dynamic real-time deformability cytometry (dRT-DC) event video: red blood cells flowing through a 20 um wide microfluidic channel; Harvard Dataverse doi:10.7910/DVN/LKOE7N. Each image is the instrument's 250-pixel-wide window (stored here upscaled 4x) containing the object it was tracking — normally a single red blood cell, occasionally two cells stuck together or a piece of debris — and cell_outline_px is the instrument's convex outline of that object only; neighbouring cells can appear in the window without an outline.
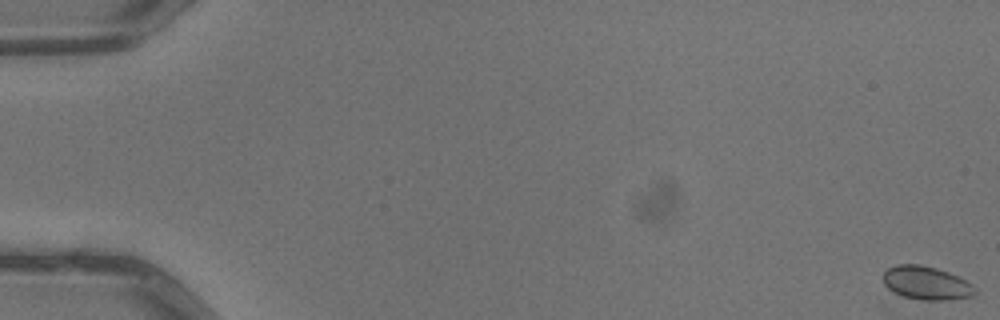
{"species": "common noctule bat (a hibernating species)", "species_latin": "Nyctalus noctula", "temperature_condition": "warm", "stored_images_in_passage": 6, "camera_frame_rate_fps": 3000, "um_per_image_px": 0.085, "animal": {"sex": "male", "body_mass_g": 13.3}, "frame": {"image": 1, "passage_image": 1, "time_ms": 0.0, "image_size_px": [1000, 320], "cell_outline_px": [[976, 292], [972, 296], [952, 300], [920, 300], [904, 296], [888, 288], [884, 284], [884, 272], [888, 268], [896, 264], [920, 264], [936, 268], [948, 272], [972, 284]], "centroid_in_image_um": [78.74, 24.05], "position_along_channel_um": 6.3, "area_um2": 17.74}}
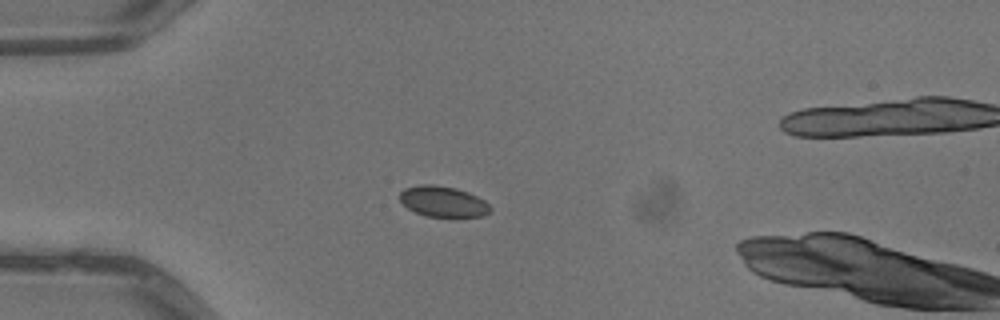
{"frame": {"image": 2, "passage_image": 5, "time_ms": 1.333, "image_size_px": [1000, 320], "cell_outline_px": [[492, 212], [484, 216], [424, 216], [408, 208], [400, 200], [400, 192], [404, 188], [420, 184], [432, 184], [456, 188], [468, 192], [484, 200], [492, 208]], "centroid_in_image_um": [37.67, 17.12], "position_along_channel_um": 47.3, "area_um2": 16.18}}